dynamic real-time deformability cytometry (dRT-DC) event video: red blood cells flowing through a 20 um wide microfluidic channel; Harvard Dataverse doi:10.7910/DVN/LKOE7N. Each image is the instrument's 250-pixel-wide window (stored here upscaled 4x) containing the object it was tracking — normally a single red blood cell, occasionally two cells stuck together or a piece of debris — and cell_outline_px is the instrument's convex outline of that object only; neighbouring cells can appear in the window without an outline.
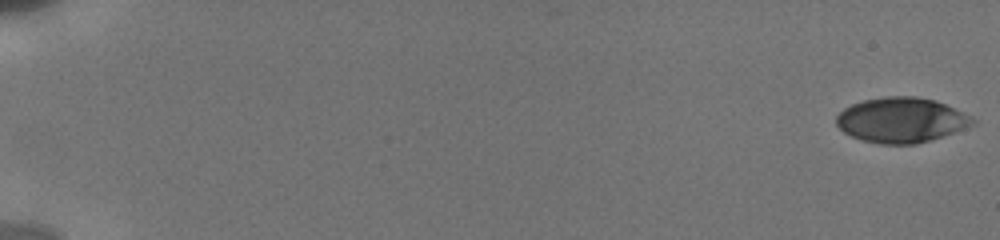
{"species": "human", "species_latin": "Homo sapiens", "temperature_condition": "cold", "stored_images_in_passage": 32, "camera_frame_rate_fps": 3000, "um_per_image_px": 0.085, "donor": {"sex": "male"}, "frame": {"image": 1, "passage_image": 1, "time_ms": 0.0, "image_size_px": [1000, 240], "cell_outline_px": [[976, 124], [928, 140], [912, 144], [880, 144], [864, 140], [852, 136], [844, 132], [836, 124], [836, 116], [844, 108], [852, 104], [864, 100], [888, 96], [916, 96], [936, 100], [976, 120]], "centroid_in_image_um": [76.56, 10.19], "position_along_channel_um": 8.4, "area_um2": 35.2}}
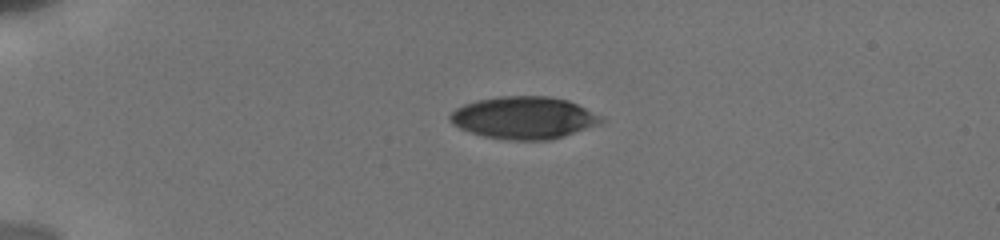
{"frame": {"image": 2, "passage_image": 15, "time_ms": 4.667, "image_size_px": [1000, 240], "cell_outline_px": [[604, 124], [552, 140], [508, 140], [484, 136], [460, 128], [452, 124], [448, 120], [448, 116], [456, 108], [464, 104], [476, 100], [500, 96], [548, 96], [568, 100], [600, 116], [604, 120]], "centroid_in_image_um": [44.54, 10.02], "position_along_channel_um": 40.5, "area_um2": 37.45}}
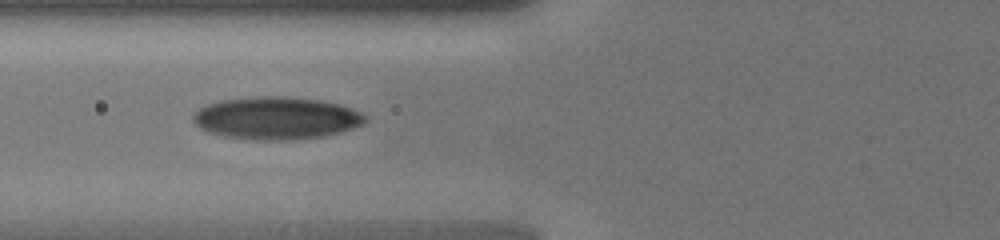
{"frame": {"image": 3, "passage_image": 31, "time_ms": 7.667, "image_size_px": [1000, 240], "cell_outline_px": [[368, 120], [364, 124], [340, 132], [324, 136], [296, 140], [252, 140], [224, 136], [208, 132], [200, 128], [192, 120], [192, 112], [208, 104], [220, 100], [252, 96], [288, 96], [320, 100], [340, 104], [352, 108], [368, 116]], "centroid_in_image_um": [23.49, 10.03], "position_along_channel_um": 102.3, "area_um2": 43.23}}